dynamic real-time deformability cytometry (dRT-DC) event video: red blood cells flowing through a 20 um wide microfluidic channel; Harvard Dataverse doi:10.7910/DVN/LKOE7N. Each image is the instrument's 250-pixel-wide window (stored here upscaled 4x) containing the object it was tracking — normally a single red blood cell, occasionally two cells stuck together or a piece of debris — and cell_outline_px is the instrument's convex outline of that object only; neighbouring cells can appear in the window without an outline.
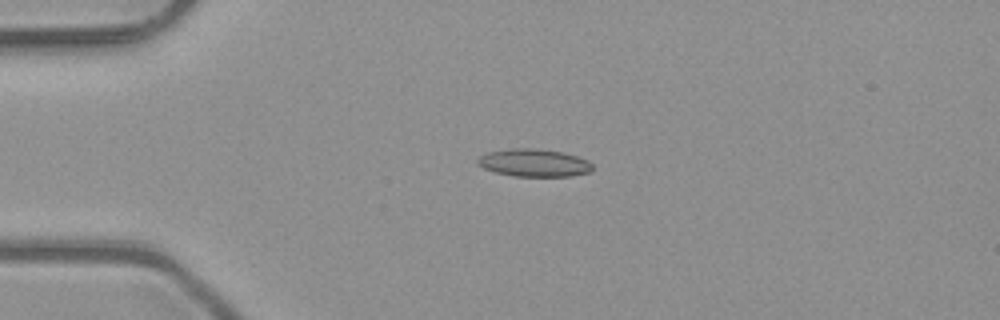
{"species": "common noctule bat (a hibernating species)", "species_latin": "Nyctalus noctula", "temperature_condition": "room temperature", "stored_images_in_passage": 4, "camera_frame_rate_fps": 3000, "um_per_image_px": 0.085, "animal": {"sex": "male", "body_mass_g": 23.1, "forearm_length_mm": 52.7}, "frame": {"image": 1, "passage_image": 2, "time_ms": 0.333, "image_size_px": [1000, 320], "cell_outline_px": [[592, 172], [572, 176], [516, 176], [496, 172], [484, 168], [476, 160], [480, 156], [488, 152], [512, 148], [532, 148], [560, 152], [576, 156], [588, 160], [592, 164]], "centroid_in_image_um": [45.42, 13.84], "position_along_channel_um": 39.6, "area_um2": 18.32}}
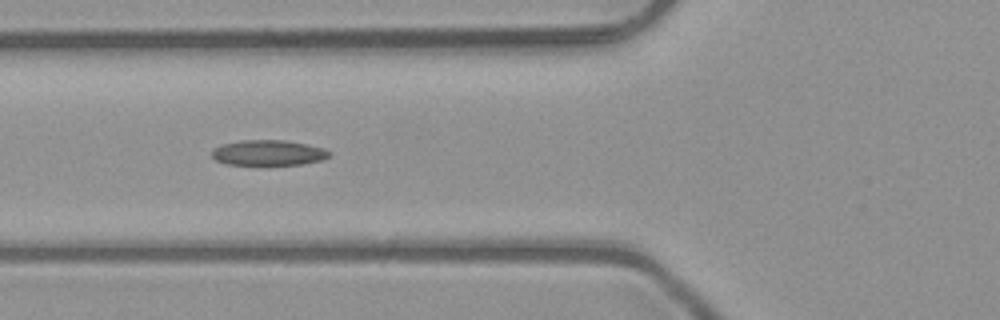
{"frame": {"image": 2, "passage_image": 4, "time_ms": 1.0, "image_size_px": [1000, 320], "cell_outline_px": [[332, 152], [328, 156], [320, 160], [300, 164], [264, 168], [228, 164], [216, 160], [212, 156], [212, 148], [224, 144], [240, 140], [284, 140], [324, 148]], "centroid_in_image_um": [22.77, 13.03], "position_along_channel_um": 103.0, "area_um2": 18.09}}